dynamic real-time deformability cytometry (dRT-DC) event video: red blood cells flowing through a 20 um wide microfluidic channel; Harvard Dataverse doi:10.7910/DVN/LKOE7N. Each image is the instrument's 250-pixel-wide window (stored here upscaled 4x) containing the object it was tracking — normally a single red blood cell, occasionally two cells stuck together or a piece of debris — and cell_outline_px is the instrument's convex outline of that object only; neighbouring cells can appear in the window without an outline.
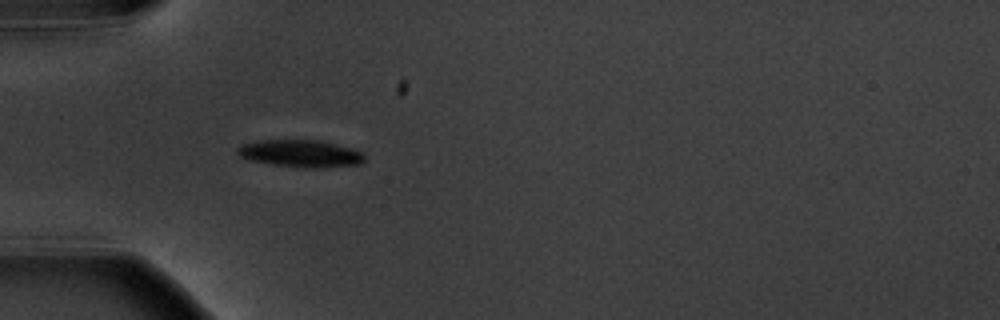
{"species": "common noctule bat (a hibernating species)", "species_latin": "Nyctalus noctula", "temperature_condition": "warm", "stored_images_in_passage": 6, "camera_frame_rate_fps": 3000, "um_per_image_px": 0.085, "animal": {"sex": "male", "body_mass_g": 20.1, "forearm_length_mm": 53.5}, "frame": {"image": 1, "passage_image": 6, "time_ms": 6.667, "image_size_px": [1000, 320], "cell_outline_px": [[364, 164], [316, 168], [296, 168], [272, 164], [252, 160], [240, 156], [236, 152], [236, 148], [240, 144], [256, 140], [316, 140], [336, 144], [352, 148], [364, 152]], "centroid_in_image_um": [25.55, 13.05], "position_along_channel_um": 59.4, "area_um2": 20.46}}